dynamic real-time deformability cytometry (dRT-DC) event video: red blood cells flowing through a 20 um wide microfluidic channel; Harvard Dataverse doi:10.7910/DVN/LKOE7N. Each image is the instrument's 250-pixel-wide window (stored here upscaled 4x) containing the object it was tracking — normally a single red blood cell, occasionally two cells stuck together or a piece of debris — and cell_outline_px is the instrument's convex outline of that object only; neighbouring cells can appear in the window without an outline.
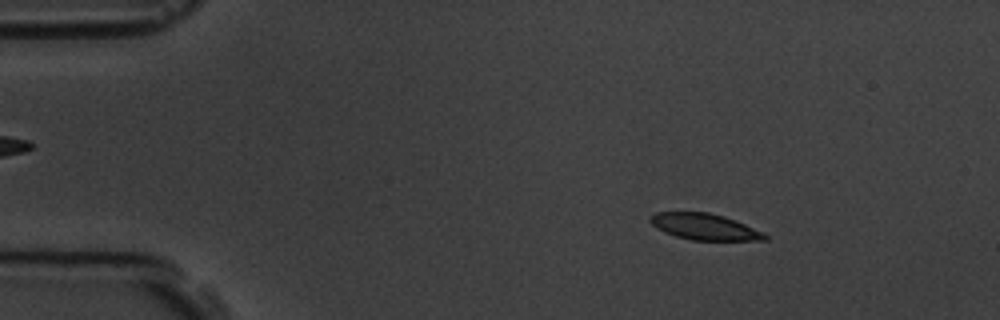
{"species": "common noctule bat (a hibernating species)", "species_latin": "Nyctalus noctula", "temperature_condition": "room temperature", "stored_images_in_passage": 4, "camera_frame_rate_fps": 3000, "um_per_image_px": 0.085, "animal": {"sex": "male", "body_mass_g": 19.5, "forearm_length_mm": 54.6}, "frame": {"image": 1, "passage_image": 2, "time_ms": 1.0, "image_size_px": [1000, 320], "cell_outline_px": [[768, 240], [692, 240], [676, 236], [664, 232], [656, 228], [648, 220], [648, 216], [656, 212], [708, 212], [724, 216], [764, 232], [768, 236]], "centroid_in_image_um": [59.86, 19.27], "position_along_channel_um": 25.1, "area_um2": 17.57}}